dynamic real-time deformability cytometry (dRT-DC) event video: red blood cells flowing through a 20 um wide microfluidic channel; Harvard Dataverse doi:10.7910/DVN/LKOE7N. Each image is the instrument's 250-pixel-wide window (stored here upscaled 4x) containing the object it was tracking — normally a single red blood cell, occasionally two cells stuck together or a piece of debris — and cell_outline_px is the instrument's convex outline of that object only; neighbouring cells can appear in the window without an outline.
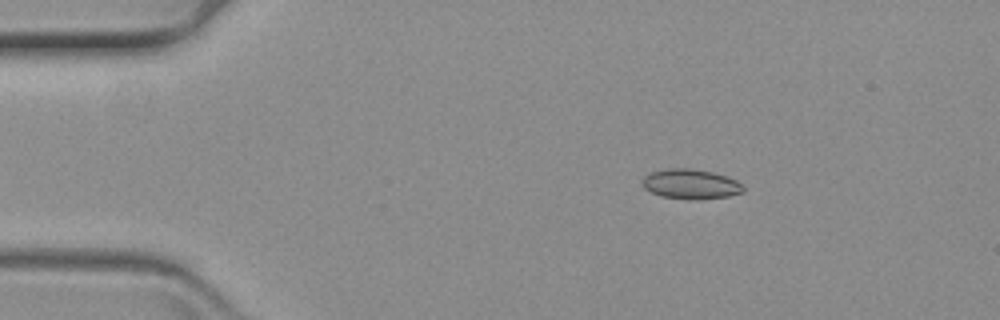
{"species": "common noctule bat (a hibernating species)", "species_latin": "Nyctalus noctula", "temperature_condition": "warm", "stored_images_in_passage": 52, "camera_frame_rate_fps": 3000, "um_per_image_px": 0.085, "animal": {"sex": "female", "body_mass_g": 19.3, "forearm_length_mm": 54.1}, "frame": {"image": 1, "passage_image": 1, "time_ms": 0.0, "image_size_px": [1000, 320], "cell_outline_px": [[744, 192], [728, 196], [692, 200], [660, 196], [644, 188], [640, 184], [640, 180], [648, 172], [668, 168], [692, 168], [712, 172], [736, 180], [744, 184]], "centroid_in_image_um": [58.67, 15.64], "position_along_channel_um": 26.3, "area_um2": 17.8}}
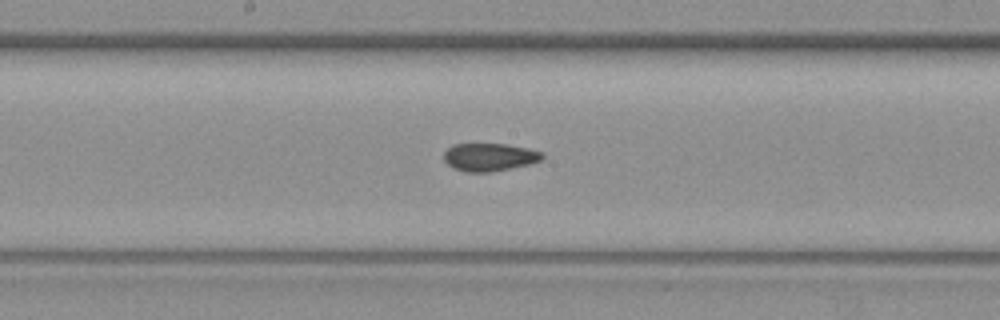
{"frame": {"image": 2, "passage_image": 23, "time_ms": 7.333, "image_size_px": [1000, 320], "cell_outline_px": [[544, 156], [540, 160], [528, 164], [512, 168], [492, 172], [464, 172], [452, 168], [444, 160], [444, 152], [452, 144], [504, 144], [528, 148], [544, 152]], "centroid_in_image_um": [41.59, 13.36], "position_along_channel_um": 206.6, "area_um2": 16.07}}
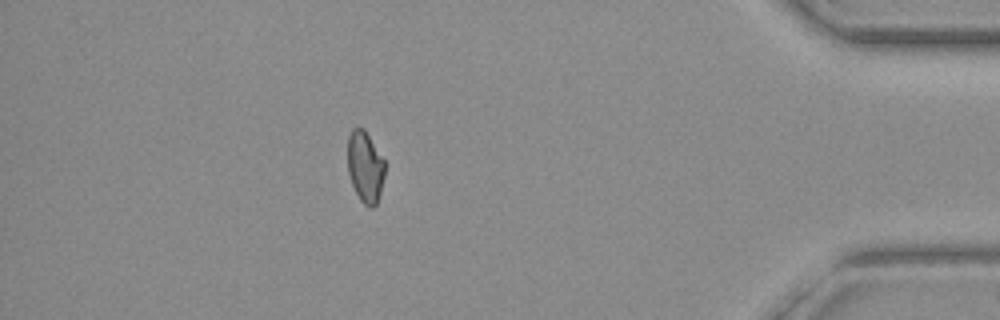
{"frame": {"image": 3, "passage_image": 45, "time_ms": 14.667, "image_size_px": [1000, 320], "cell_outline_px": [[384, 176], [380, 192], [376, 204], [372, 208], [368, 208], [360, 200], [352, 184], [348, 172], [348, 136], [352, 128], [364, 128], [384, 160]], "centroid_in_image_um": [31.03, 14.18], "position_along_channel_um": 404.2, "area_um2": 15.32}}